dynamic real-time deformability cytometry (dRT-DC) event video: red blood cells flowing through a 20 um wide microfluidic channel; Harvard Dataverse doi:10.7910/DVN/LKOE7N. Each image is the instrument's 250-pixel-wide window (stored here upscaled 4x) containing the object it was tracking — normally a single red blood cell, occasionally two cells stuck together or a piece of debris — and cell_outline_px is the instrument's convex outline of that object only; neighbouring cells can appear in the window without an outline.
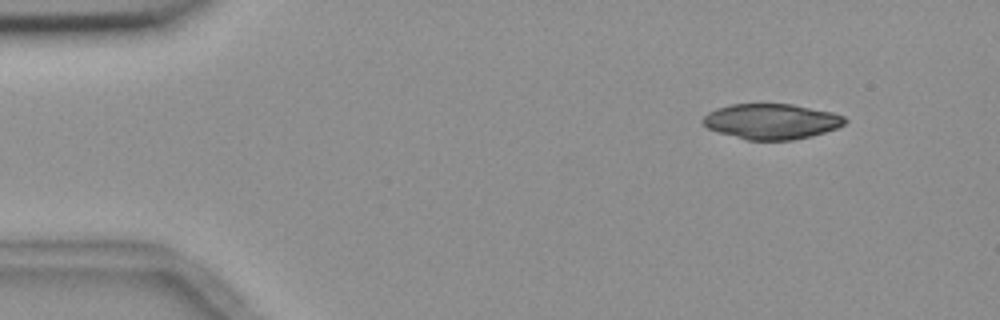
{"species": "common noctule bat (a hibernating species)", "species_latin": "Nyctalus noctula", "temperature_condition": "room temperature", "stored_images_in_passage": 3, "camera_frame_rate_fps": 3000, "um_per_image_px": 0.085, "animal": {"sex": "female", "body_mass_g": 18.4}, "frame": {"image": 1, "passage_image": 1, "time_ms": 0.0, "image_size_px": [1000, 320], "cell_outline_px": [[848, 120], [844, 124], [836, 128], [812, 136], [792, 140], [748, 140], [720, 132], [708, 128], [700, 120], [708, 112], [716, 108], [732, 104], [792, 104], [832, 112], [844, 116]], "centroid_in_image_um": [65.58, 10.31], "position_along_channel_um": 19.4, "area_um2": 29.19}}